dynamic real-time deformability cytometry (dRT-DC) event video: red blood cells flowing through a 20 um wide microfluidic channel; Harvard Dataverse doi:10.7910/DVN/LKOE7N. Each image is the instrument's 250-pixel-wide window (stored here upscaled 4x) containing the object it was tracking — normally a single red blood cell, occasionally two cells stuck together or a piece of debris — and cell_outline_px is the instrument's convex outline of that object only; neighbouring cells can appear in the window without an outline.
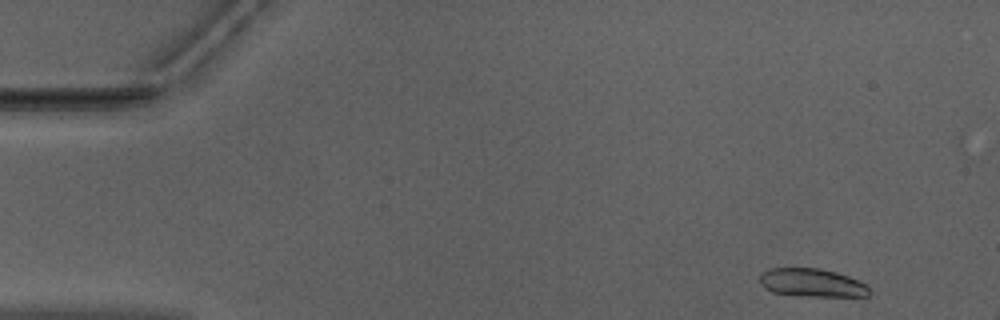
{"species": "Egyptian fruit bat (a non-hibernating species)", "species_latin": "Rousettus aegyptiacus", "temperature_condition": "warm", "stored_images_in_passage": 12, "camera_frame_rate_fps": 3000, "um_per_image_px": 0.085, "animal": {"sex": "male"}, "frame": {"image": 1, "passage_image": 1, "time_ms": 0.0, "image_size_px": [1000, 320], "cell_outline_px": [[872, 292], [868, 296], [808, 296], [772, 292], [764, 288], [760, 284], [760, 276], [768, 268], [820, 268], [836, 272], [848, 276], [872, 288]], "centroid_in_image_um": [69.03, 24.03], "position_along_channel_um": 16.0, "area_um2": 18.03}}